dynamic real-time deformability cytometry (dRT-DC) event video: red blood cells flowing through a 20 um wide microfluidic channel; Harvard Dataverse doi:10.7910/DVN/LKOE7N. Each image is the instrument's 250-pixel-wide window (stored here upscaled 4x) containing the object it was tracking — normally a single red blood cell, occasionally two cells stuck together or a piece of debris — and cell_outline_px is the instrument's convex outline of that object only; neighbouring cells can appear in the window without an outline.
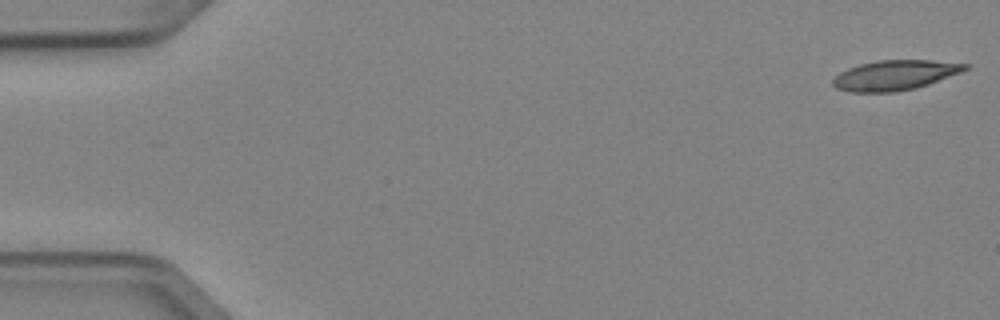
{"species": "Egyptian fruit bat (a non-hibernating species)", "species_latin": "Rousettus aegyptiacus", "temperature_condition": "cold", "stored_images_in_passage": 4, "camera_frame_rate_fps": 3000, "um_per_image_px": 0.085, "animal": {"sex": "female"}, "frame": {"image": 1, "passage_image": 1, "time_ms": 0.0, "image_size_px": [1000, 320], "cell_outline_px": [[968, 68], [960, 72], [928, 84], [916, 88], [896, 92], [848, 92], [836, 88], [832, 84], [832, 80], [840, 72], [848, 68], [860, 64], [876, 60], [932, 60], [968, 64]], "centroid_in_image_um": [76.02, 6.39], "position_along_channel_um": 9.0, "area_um2": 23.0}}